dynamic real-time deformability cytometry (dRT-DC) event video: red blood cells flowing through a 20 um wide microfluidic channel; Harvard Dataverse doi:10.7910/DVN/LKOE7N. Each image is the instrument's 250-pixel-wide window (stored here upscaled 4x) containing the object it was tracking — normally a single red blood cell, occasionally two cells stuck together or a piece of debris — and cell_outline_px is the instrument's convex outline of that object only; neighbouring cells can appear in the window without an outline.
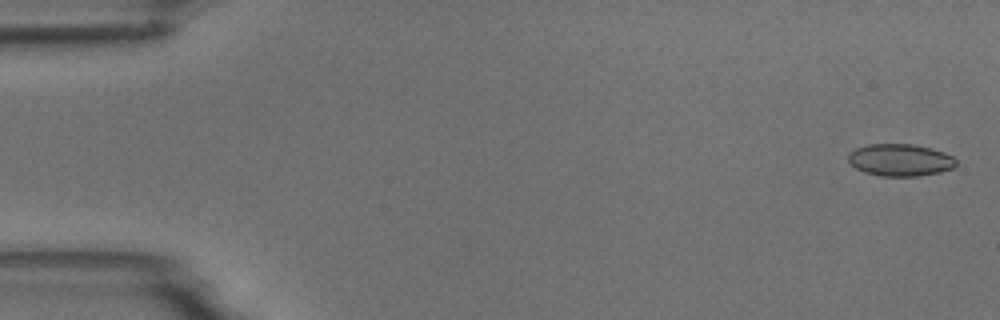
{"species": "common noctule bat (a hibernating species)", "species_latin": "Nyctalus noctula", "temperature_condition": "room temperature", "stored_images_in_passage": 5, "camera_frame_rate_fps": 3000, "um_per_image_px": 0.085, "animal": {"sex": "male", "body_mass_g": 18.8}, "frame": {"image": 1, "passage_image": 1, "time_ms": 0.0, "image_size_px": [1000, 320], "cell_outline_px": [[956, 164], [952, 168], [940, 172], [916, 176], [880, 176], [864, 172], [856, 168], [848, 160], [848, 152], [856, 148], [868, 144], [912, 144], [932, 148], [944, 152], [952, 156], [956, 160]], "centroid_in_image_um": [76.5, 13.59], "position_along_channel_um": 8.5, "area_um2": 20.23}}
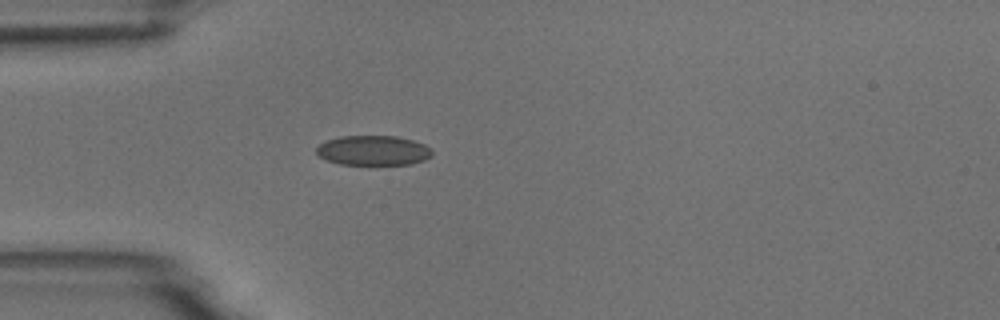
{"frame": {"image": 2, "passage_image": 5, "time_ms": 4.667, "image_size_px": [1000, 320], "cell_outline_px": [[432, 156], [424, 160], [412, 164], [372, 168], [340, 164], [324, 160], [316, 152], [316, 148], [320, 144], [328, 140], [340, 136], [396, 136], [412, 140], [424, 144], [432, 148]], "centroid_in_image_um": [31.74, 12.85], "position_along_channel_um": 53.3, "area_um2": 21.15}}